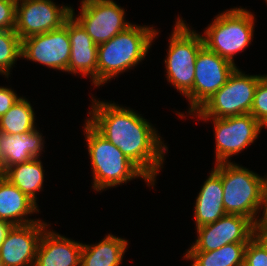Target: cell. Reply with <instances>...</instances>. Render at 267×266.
I'll return each instance as SVG.
<instances>
[{
    "label": "cell",
    "instance_id": "obj_1",
    "mask_svg": "<svg viewBox=\"0 0 267 266\" xmlns=\"http://www.w3.org/2000/svg\"><path fill=\"white\" fill-rule=\"evenodd\" d=\"M87 121L132 161L155 185L168 147L148 120L133 109L92 96Z\"/></svg>",
    "mask_w": 267,
    "mask_h": 266
},
{
    "label": "cell",
    "instance_id": "obj_2",
    "mask_svg": "<svg viewBox=\"0 0 267 266\" xmlns=\"http://www.w3.org/2000/svg\"><path fill=\"white\" fill-rule=\"evenodd\" d=\"M157 34L153 26L132 24L109 41L99 44L97 87L142 62Z\"/></svg>",
    "mask_w": 267,
    "mask_h": 266
},
{
    "label": "cell",
    "instance_id": "obj_3",
    "mask_svg": "<svg viewBox=\"0 0 267 266\" xmlns=\"http://www.w3.org/2000/svg\"><path fill=\"white\" fill-rule=\"evenodd\" d=\"M84 135L92 166L93 186L97 192L142 178L148 186L154 184L114 144L102 136L87 120Z\"/></svg>",
    "mask_w": 267,
    "mask_h": 266
},
{
    "label": "cell",
    "instance_id": "obj_4",
    "mask_svg": "<svg viewBox=\"0 0 267 266\" xmlns=\"http://www.w3.org/2000/svg\"><path fill=\"white\" fill-rule=\"evenodd\" d=\"M222 179L223 206L227 214L240 215L258 221L262 205L264 178L239 164L219 163L213 168Z\"/></svg>",
    "mask_w": 267,
    "mask_h": 266
},
{
    "label": "cell",
    "instance_id": "obj_5",
    "mask_svg": "<svg viewBox=\"0 0 267 266\" xmlns=\"http://www.w3.org/2000/svg\"><path fill=\"white\" fill-rule=\"evenodd\" d=\"M255 16L246 8L235 7L219 13L202 35L204 46L229 60L244 51L253 41Z\"/></svg>",
    "mask_w": 267,
    "mask_h": 266
},
{
    "label": "cell",
    "instance_id": "obj_6",
    "mask_svg": "<svg viewBox=\"0 0 267 266\" xmlns=\"http://www.w3.org/2000/svg\"><path fill=\"white\" fill-rule=\"evenodd\" d=\"M175 22L164 64L168 82L185 96L193 88L195 61L204 42L202 35L191 30L181 17Z\"/></svg>",
    "mask_w": 267,
    "mask_h": 266
},
{
    "label": "cell",
    "instance_id": "obj_7",
    "mask_svg": "<svg viewBox=\"0 0 267 266\" xmlns=\"http://www.w3.org/2000/svg\"><path fill=\"white\" fill-rule=\"evenodd\" d=\"M263 75H247L237 67L227 82L196 112V118H224L250 113L254 94Z\"/></svg>",
    "mask_w": 267,
    "mask_h": 266
},
{
    "label": "cell",
    "instance_id": "obj_8",
    "mask_svg": "<svg viewBox=\"0 0 267 266\" xmlns=\"http://www.w3.org/2000/svg\"><path fill=\"white\" fill-rule=\"evenodd\" d=\"M199 119L205 122L213 121L216 164L231 162L229 158L253 144L263 129L250 113L224 118Z\"/></svg>",
    "mask_w": 267,
    "mask_h": 266
},
{
    "label": "cell",
    "instance_id": "obj_9",
    "mask_svg": "<svg viewBox=\"0 0 267 266\" xmlns=\"http://www.w3.org/2000/svg\"><path fill=\"white\" fill-rule=\"evenodd\" d=\"M236 67V64L204 46L196 57L193 88L184 96L190 102L187 113L192 115L196 112L227 82Z\"/></svg>",
    "mask_w": 267,
    "mask_h": 266
},
{
    "label": "cell",
    "instance_id": "obj_10",
    "mask_svg": "<svg viewBox=\"0 0 267 266\" xmlns=\"http://www.w3.org/2000/svg\"><path fill=\"white\" fill-rule=\"evenodd\" d=\"M80 10L77 17L71 8V15L97 45L109 41L132 25L124 18L125 9L114 0H82Z\"/></svg>",
    "mask_w": 267,
    "mask_h": 266
},
{
    "label": "cell",
    "instance_id": "obj_11",
    "mask_svg": "<svg viewBox=\"0 0 267 266\" xmlns=\"http://www.w3.org/2000/svg\"><path fill=\"white\" fill-rule=\"evenodd\" d=\"M71 8L52 0H17L14 31L23 40L59 29L71 16Z\"/></svg>",
    "mask_w": 267,
    "mask_h": 266
},
{
    "label": "cell",
    "instance_id": "obj_12",
    "mask_svg": "<svg viewBox=\"0 0 267 266\" xmlns=\"http://www.w3.org/2000/svg\"><path fill=\"white\" fill-rule=\"evenodd\" d=\"M70 54L68 19L59 29L21 40L22 59L25 58L52 69L68 72Z\"/></svg>",
    "mask_w": 267,
    "mask_h": 266
},
{
    "label": "cell",
    "instance_id": "obj_13",
    "mask_svg": "<svg viewBox=\"0 0 267 266\" xmlns=\"http://www.w3.org/2000/svg\"><path fill=\"white\" fill-rule=\"evenodd\" d=\"M196 230L197 239L187 252H209L230 243H248L255 235V223L244 216L226 214Z\"/></svg>",
    "mask_w": 267,
    "mask_h": 266
},
{
    "label": "cell",
    "instance_id": "obj_14",
    "mask_svg": "<svg viewBox=\"0 0 267 266\" xmlns=\"http://www.w3.org/2000/svg\"><path fill=\"white\" fill-rule=\"evenodd\" d=\"M49 226L41 220L14 225L0 246L3 266H34L40 238Z\"/></svg>",
    "mask_w": 267,
    "mask_h": 266
},
{
    "label": "cell",
    "instance_id": "obj_15",
    "mask_svg": "<svg viewBox=\"0 0 267 266\" xmlns=\"http://www.w3.org/2000/svg\"><path fill=\"white\" fill-rule=\"evenodd\" d=\"M68 34L71 43L68 73L89 76L97 87L98 45L72 15L68 18Z\"/></svg>",
    "mask_w": 267,
    "mask_h": 266
},
{
    "label": "cell",
    "instance_id": "obj_16",
    "mask_svg": "<svg viewBox=\"0 0 267 266\" xmlns=\"http://www.w3.org/2000/svg\"><path fill=\"white\" fill-rule=\"evenodd\" d=\"M83 243L45 229L37 248L34 266H80Z\"/></svg>",
    "mask_w": 267,
    "mask_h": 266
},
{
    "label": "cell",
    "instance_id": "obj_17",
    "mask_svg": "<svg viewBox=\"0 0 267 266\" xmlns=\"http://www.w3.org/2000/svg\"><path fill=\"white\" fill-rule=\"evenodd\" d=\"M43 148L44 139L37 129L14 135L0 132V174L13 165L40 157Z\"/></svg>",
    "mask_w": 267,
    "mask_h": 266
},
{
    "label": "cell",
    "instance_id": "obj_18",
    "mask_svg": "<svg viewBox=\"0 0 267 266\" xmlns=\"http://www.w3.org/2000/svg\"><path fill=\"white\" fill-rule=\"evenodd\" d=\"M37 212L38 204L0 174V219L13 225H25L40 220L27 218Z\"/></svg>",
    "mask_w": 267,
    "mask_h": 266
},
{
    "label": "cell",
    "instance_id": "obj_19",
    "mask_svg": "<svg viewBox=\"0 0 267 266\" xmlns=\"http://www.w3.org/2000/svg\"><path fill=\"white\" fill-rule=\"evenodd\" d=\"M210 172L196 197L194 207L196 228L211 224L227 214L223 206L221 176L214 169Z\"/></svg>",
    "mask_w": 267,
    "mask_h": 266
},
{
    "label": "cell",
    "instance_id": "obj_20",
    "mask_svg": "<svg viewBox=\"0 0 267 266\" xmlns=\"http://www.w3.org/2000/svg\"><path fill=\"white\" fill-rule=\"evenodd\" d=\"M128 240L108 234L97 244H83L80 266H120Z\"/></svg>",
    "mask_w": 267,
    "mask_h": 266
},
{
    "label": "cell",
    "instance_id": "obj_21",
    "mask_svg": "<svg viewBox=\"0 0 267 266\" xmlns=\"http://www.w3.org/2000/svg\"><path fill=\"white\" fill-rule=\"evenodd\" d=\"M2 175L37 204L36 193L41 191L44 183V170L40 157L13 165Z\"/></svg>",
    "mask_w": 267,
    "mask_h": 266
},
{
    "label": "cell",
    "instance_id": "obj_22",
    "mask_svg": "<svg viewBox=\"0 0 267 266\" xmlns=\"http://www.w3.org/2000/svg\"><path fill=\"white\" fill-rule=\"evenodd\" d=\"M247 243H230L209 252H186L184 259L193 261L191 266H243Z\"/></svg>",
    "mask_w": 267,
    "mask_h": 266
},
{
    "label": "cell",
    "instance_id": "obj_23",
    "mask_svg": "<svg viewBox=\"0 0 267 266\" xmlns=\"http://www.w3.org/2000/svg\"><path fill=\"white\" fill-rule=\"evenodd\" d=\"M33 110L30 101L20 96L19 100L0 117V132L14 135L36 129Z\"/></svg>",
    "mask_w": 267,
    "mask_h": 266
},
{
    "label": "cell",
    "instance_id": "obj_24",
    "mask_svg": "<svg viewBox=\"0 0 267 266\" xmlns=\"http://www.w3.org/2000/svg\"><path fill=\"white\" fill-rule=\"evenodd\" d=\"M18 58H21L19 35L14 30H0V75L8 79Z\"/></svg>",
    "mask_w": 267,
    "mask_h": 266
},
{
    "label": "cell",
    "instance_id": "obj_25",
    "mask_svg": "<svg viewBox=\"0 0 267 266\" xmlns=\"http://www.w3.org/2000/svg\"><path fill=\"white\" fill-rule=\"evenodd\" d=\"M250 114L263 128H267V74L263 75L258 82Z\"/></svg>",
    "mask_w": 267,
    "mask_h": 266
},
{
    "label": "cell",
    "instance_id": "obj_26",
    "mask_svg": "<svg viewBox=\"0 0 267 266\" xmlns=\"http://www.w3.org/2000/svg\"><path fill=\"white\" fill-rule=\"evenodd\" d=\"M243 266H267V248L255 235L246 245Z\"/></svg>",
    "mask_w": 267,
    "mask_h": 266
},
{
    "label": "cell",
    "instance_id": "obj_27",
    "mask_svg": "<svg viewBox=\"0 0 267 266\" xmlns=\"http://www.w3.org/2000/svg\"><path fill=\"white\" fill-rule=\"evenodd\" d=\"M17 0H0V30H14Z\"/></svg>",
    "mask_w": 267,
    "mask_h": 266
},
{
    "label": "cell",
    "instance_id": "obj_28",
    "mask_svg": "<svg viewBox=\"0 0 267 266\" xmlns=\"http://www.w3.org/2000/svg\"><path fill=\"white\" fill-rule=\"evenodd\" d=\"M13 89L0 86V117L3 116L18 100Z\"/></svg>",
    "mask_w": 267,
    "mask_h": 266
},
{
    "label": "cell",
    "instance_id": "obj_29",
    "mask_svg": "<svg viewBox=\"0 0 267 266\" xmlns=\"http://www.w3.org/2000/svg\"><path fill=\"white\" fill-rule=\"evenodd\" d=\"M255 236L267 248V221H257L255 223Z\"/></svg>",
    "mask_w": 267,
    "mask_h": 266
},
{
    "label": "cell",
    "instance_id": "obj_30",
    "mask_svg": "<svg viewBox=\"0 0 267 266\" xmlns=\"http://www.w3.org/2000/svg\"><path fill=\"white\" fill-rule=\"evenodd\" d=\"M263 184H262V205H261V218H258V221H267V175L263 176Z\"/></svg>",
    "mask_w": 267,
    "mask_h": 266
},
{
    "label": "cell",
    "instance_id": "obj_31",
    "mask_svg": "<svg viewBox=\"0 0 267 266\" xmlns=\"http://www.w3.org/2000/svg\"><path fill=\"white\" fill-rule=\"evenodd\" d=\"M13 226L14 225L9 223L8 221L0 219V246L4 242L5 238L7 237L9 231Z\"/></svg>",
    "mask_w": 267,
    "mask_h": 266
}]
</instances>
